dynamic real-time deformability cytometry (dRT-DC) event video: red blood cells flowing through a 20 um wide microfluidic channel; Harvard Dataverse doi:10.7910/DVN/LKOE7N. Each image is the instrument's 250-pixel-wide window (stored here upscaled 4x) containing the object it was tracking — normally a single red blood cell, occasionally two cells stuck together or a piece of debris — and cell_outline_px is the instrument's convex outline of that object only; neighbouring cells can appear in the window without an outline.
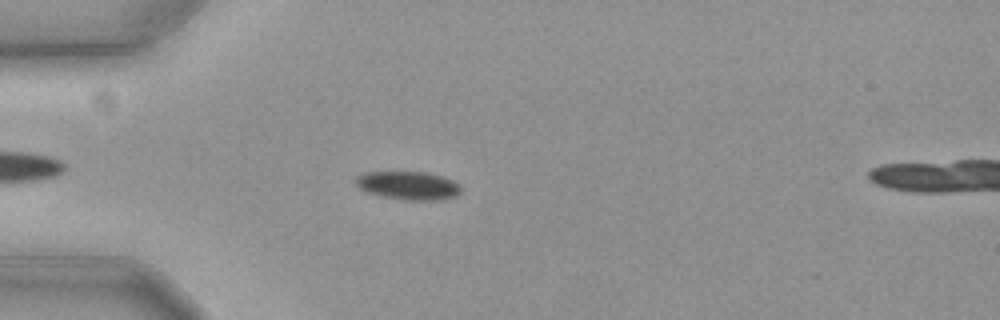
{"species": "common noctule bat (a hibernating species)", "species_latin": "Nyctalus noctula", "temperature_condition": "cold", "stored_images_in_passage": 28, "camera_frame_rate_fps": 3000, "um_per_image_px": 0.085, "animal": {"sex": "female", "body_mass_g": 19.3, "forearm_length_mm": 54.1}, "frame": {"image": 1, "passage_image": 7, "time_ms": 2.0, "image_size_px": [1000, 320], "cell_outline_px": [[460, 192], [456, 196], [436, 200], [408, 200], [384, 196], [368, 192], [360, 188], [356, 184], [356, 176], [364, 172], [424, 172], [444, 176], [460, 184]], "centroid_in_image_um": [34.72, 15.75], "position_along_channel_um": 50.3, "area_um2": 17.22}}
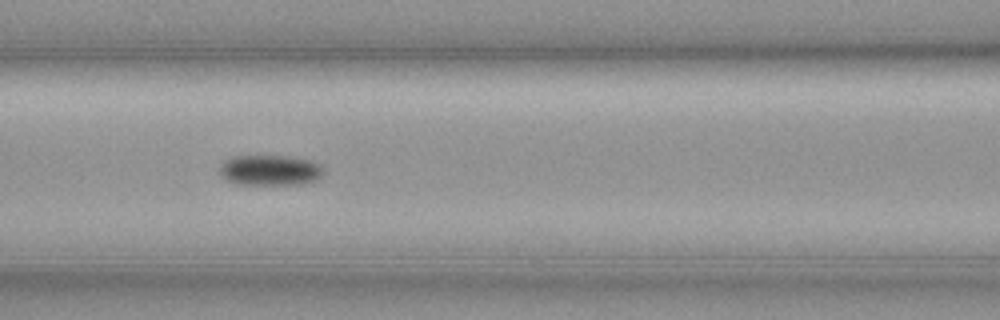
{"frame": {"image": 2, "passage_image": 16, "time_ms": 5.0, "image_size_px": [1000, 320], "cell_outline_px": [[324, 172], [320, 180], [300, 184], [236, 184], [224, 180], [220, 176], [220, 164], [224, 160], [236, 156], [288, 156], [312, 160], [320, 164], [324, 168]], "centroid_in_image_um": [22.98, 14.47], "position_along_channel_um": 143.6, "area_um2": 18.84}}
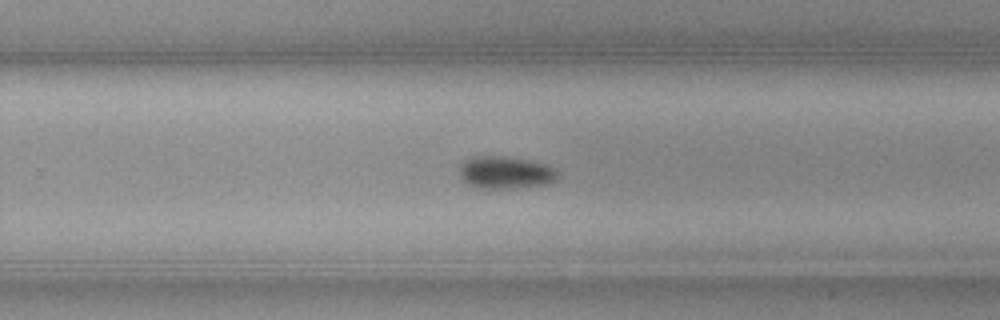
{"frame": {"image": 3, "passage_image": 28, "time_ms": 9.0, "image_size_px": [1000, 320], "cell_outline_px": [[556, 180], [548, 184], [508, 188], [476, 188], [468, 184], [460, 176], [460, 164], [464, 160], [472, 156], [500, 156], [528, 160], [548, 164], [556, 172]], "centroid_in_image_um": [42.93, 14.66], "position_along_channel_um": 286.9, "area_um2": 18.44}}